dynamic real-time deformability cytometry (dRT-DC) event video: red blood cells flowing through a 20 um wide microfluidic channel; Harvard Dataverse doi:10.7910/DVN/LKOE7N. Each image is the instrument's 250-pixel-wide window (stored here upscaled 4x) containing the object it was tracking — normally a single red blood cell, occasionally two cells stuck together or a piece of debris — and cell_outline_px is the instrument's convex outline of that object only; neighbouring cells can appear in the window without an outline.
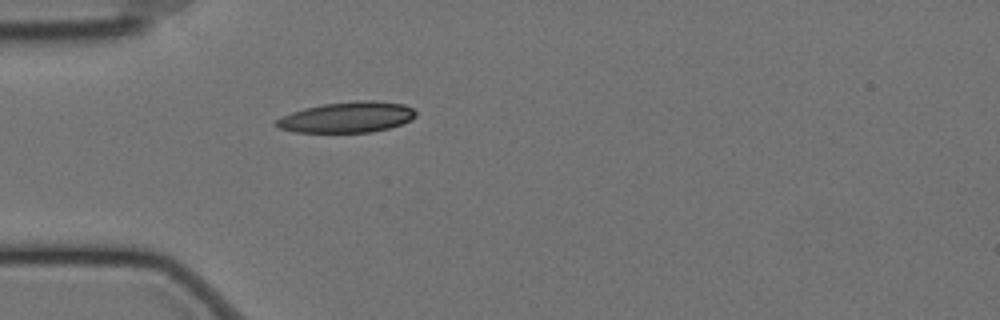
{"species": "Egyptian fruit bat (a non-hibernating species)", "species_latin": "Rousettus aegyptiacus", "temperature_condition": "cold", "stored_images_in_passage": 42, "camera_frame_rate_fps": 3000, "um_per_image_px": 0.085, "animal": {"sex": "female"}, "frame": {"image": 1, "passage_image": 1, "time_ms": 0.0, "image_size_px": [1000, 320], "cell_outline_px": [[416, 116], [412, 120], [388, 128], [372, 132], [296, 132], [280, 128], [276, 124], [276, 120], [292, 112], [304, 108], [324, 104], [360, 100], [372, 100], [404, 104], [412, 108], [416, 112]], "centroid_in_image_um": [29.55, 9.96], "position_along_channel_um": 55.5, "area_um2": 24.74}}
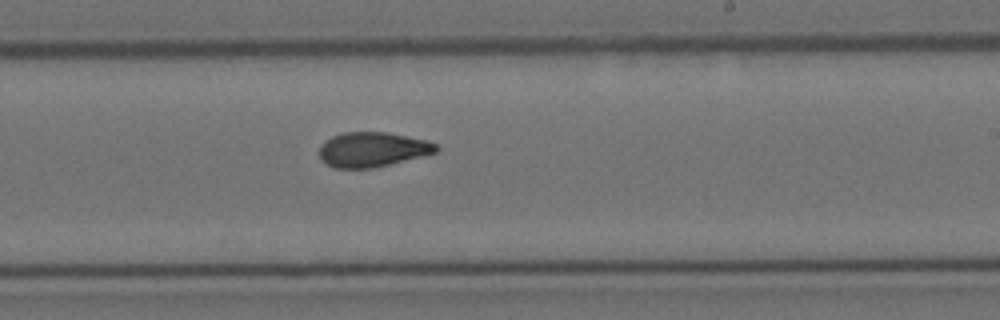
{"frame": {"image": 2, "passage_image": 19, "time_ms": 6.0, "image_size_px": [1000, 320], "cell_outline_px": [[440, 148], [436, 152], [372, 168], [336, 168], [328, 164], [320, 156], [320, 144], [324, 140], [332, 136], [344, 132], [388, 132], [428, 140], [436, 144]], "centroid_in_image_um": [31.66, 12.68], "position_along_channel_um": 257.3, "area_um2": 23.47}}
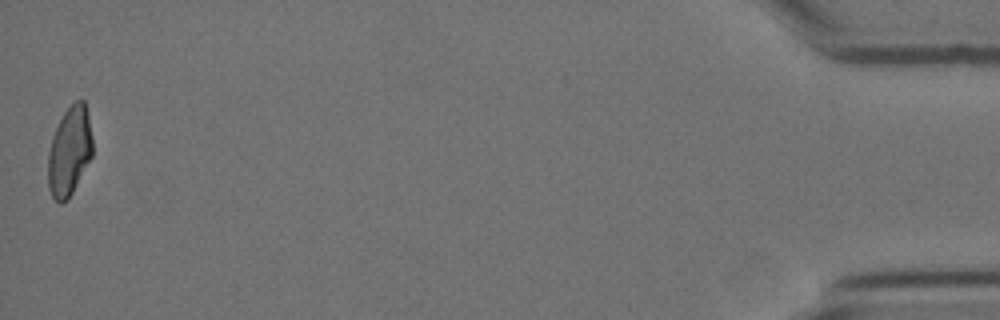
{"frame": {"image": 3, "passage_image": 42, "time_ms": 13.667, "image_size_px": [1000, 320], "cell_outline_px": [[92, 156], [68, 200], [60, 204], [52, 196], [48, 188], [48, 152], [52, 136], [64, 112], [76, 100], [84, 100], [88, 116], [92, 136]], "centroid_in_image_um": [5.9, 12.88], "position_along_channel_um": 429.3, "area_um2": 23.0}, "authors_computed_cell_mechanics": {"area_um2": 23.9292, "velocity_mm_per_s": 3.4584, "shape_relaxation_time_tau1_ms": 7.1701, "shape_relaxation_time_tau2_ms": 2.2986, "deformation_change_tau1": 0.1884, "deformation_change_tau2": 0.0854}}